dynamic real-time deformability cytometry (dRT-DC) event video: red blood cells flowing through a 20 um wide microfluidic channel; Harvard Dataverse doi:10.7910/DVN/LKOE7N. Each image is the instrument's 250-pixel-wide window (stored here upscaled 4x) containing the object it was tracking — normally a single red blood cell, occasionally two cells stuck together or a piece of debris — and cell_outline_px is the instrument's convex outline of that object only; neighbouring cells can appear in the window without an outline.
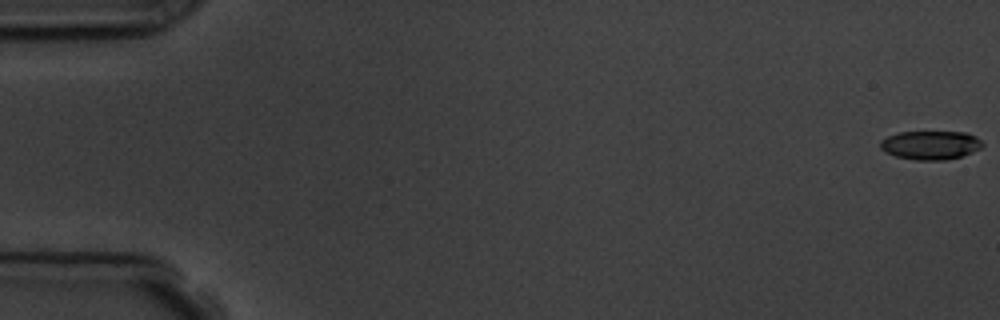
{"species": "common noctule bat (a hibernating species)", "species_latin": "Nyctalus noctula", "temperature_condition": "room temperature", "stored_images_in_passage": 5, "camera_frame_rate_fps": 3000, "um_per_image_px": 0.085, "animal": {"sex": "male", "body_mass_g": 19.5, "forearm_length_mm": 54.6}, "frame": {"image": 1, "passage_image": 1, "time_ms": 0.0, "image_size_px": [1000, 320], "cell_outline_px": [[984, 144], [980, 148], [972, 152], [960, 156], [944, 160], [916, 160], [896, 156], [884, 152], [880, 148], [880, 140], [888, 136], [900, 132], [968, 132], [976, 136]], "centroid_in_image_um": [79.08, 12.33], "position_along_channel_um": 5.9, "area_um2": 17.11}}
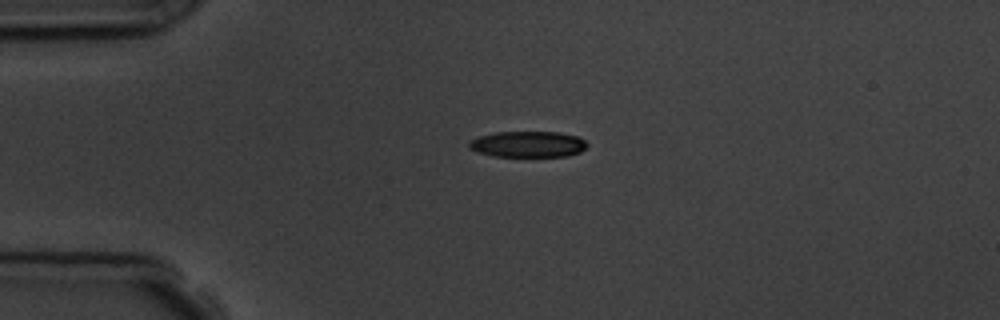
{"frame": {"image": 2, "passage_image": 4, "time_ms": 4.333, "image_size_px": [1000, 320], "cell_outline_px": [[588, 144], [580, 152], [568, 156], [492, 156], [476, 152], [468, 148], [468, 144], [472, 140], [480, 136], [496, 132], [560, 132], [576, 136], [584, 140]], "centroid_in_image_um": [44.86, 12.26], "position_along_channel_um": 40.1, "area_um2": 17.86}}